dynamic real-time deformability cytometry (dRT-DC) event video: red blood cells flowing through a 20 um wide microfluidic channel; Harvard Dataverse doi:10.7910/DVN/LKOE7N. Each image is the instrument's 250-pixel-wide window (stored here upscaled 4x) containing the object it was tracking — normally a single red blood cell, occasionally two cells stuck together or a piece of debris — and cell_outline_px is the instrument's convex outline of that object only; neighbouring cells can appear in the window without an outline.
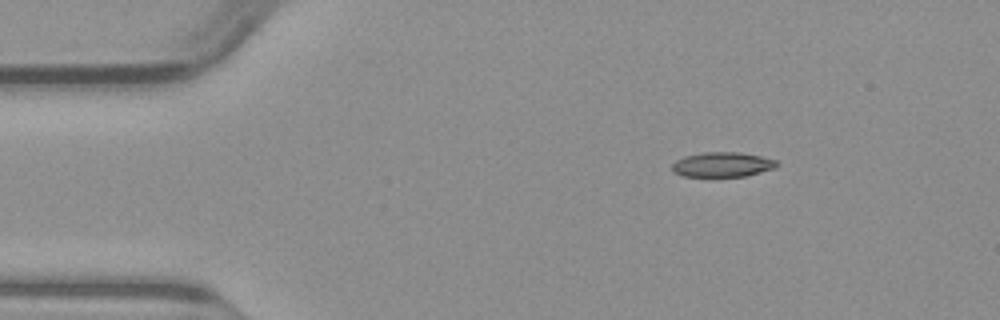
{"species": "common noctule bat (a hibernating species)", "species_latin": "Nyctalus noctula", "temperature_condition": "warm", "stored_images_in_passage": 43, "camera_frame_rate_fps": 3000, "um_per_image_px": 0.085, "animal": {"sex": "male", "body_mass_g": 23.1, "forearm_length_mm": 52.7}, "frame": {"image": 1, "passage_image": 1, "time_ms": 0.0, "image_size_px": [1000, 320], "cell_outline_px": [[780, 164], [776, 168], [744, 176], [684, 176], [676, 172], [672, 168], [672, 164], [676, 160], [684, 156], [704, 152], [740, 152], [760, 156], [776, 160]], "centroid_in_image_um": [61.44, 13.97], "position_along_channel_um": 23.6, "area_um2": 15.03}}
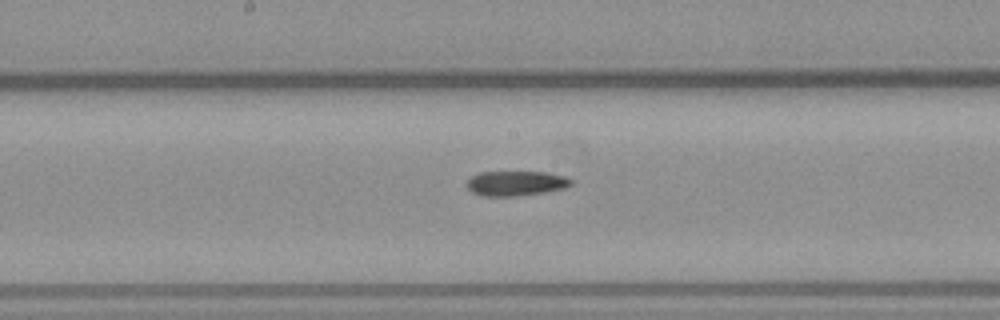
{"frame": {"image": 2, "passage_image": 19, "time_ms": 6.0, "image_size_px": [1000, 320], "cell_outline_px": [[572, 184], [568, 188], [544, 192], [516, 196], [480, 196], [472, 192], [468, 188], [468, 180], [472, 176], [480, 172], [548, 172], [564, 176], [572, 180]], "centroid_in_image_um": [43.88, 15.58], "position_along_channel_um": 204.3, "area_um2": 15.14}}
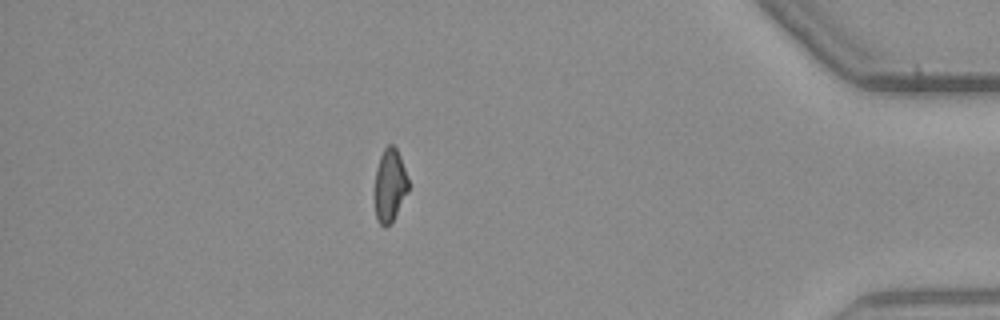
{"frame": {"image": 3, "passage_image": 37, "time_ms": 12.0, "image_size_px": [1000, 320], "cell_outline_px": [[408, 192], [392, 220], [384, 228], [376, 220], [376, 168], [380, 156], [384, 148], [388, 144], [392, 144], [396, 148], [400, 156], [408, 180]], "centroid_in_image_um": [33.14, 15.73], "position_along_channel_um": 402.1, "area_um2": 13.93}}